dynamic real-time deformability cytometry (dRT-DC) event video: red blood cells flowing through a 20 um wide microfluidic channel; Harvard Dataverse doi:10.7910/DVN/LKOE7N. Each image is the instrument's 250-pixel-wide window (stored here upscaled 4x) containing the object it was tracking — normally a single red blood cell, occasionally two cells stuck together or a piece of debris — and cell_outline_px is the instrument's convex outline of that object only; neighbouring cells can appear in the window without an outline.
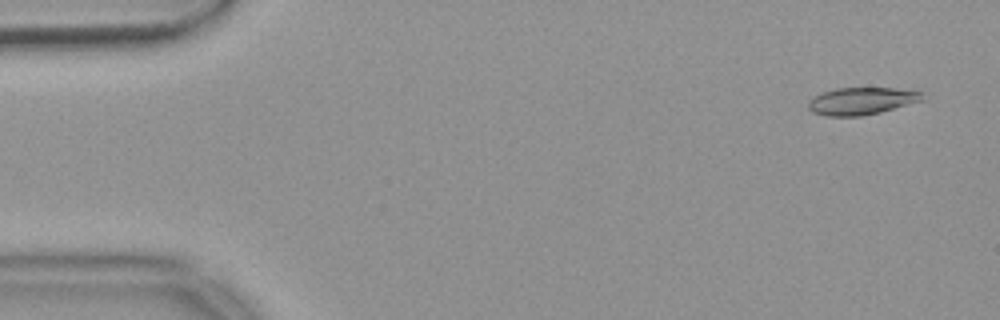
{"species": "common noctule bat (a hibernating species)", "species_latin": "Nyctalus noctula", "temperature_condition": "warm", "stored_images_in_passage": 55, "camera_frame_rate_fps": 3000, "um_per_image_px": 0.085, "animal": {"sex": "female", "body_mass_g": 18.4}, "frame": {"image": 1, "passage_image": 3, "time_ms": 0.667, "image_size_px": [1000, 320], "cell_outline_px": [[924, 100], [880, 112], [860, 116], [824, 116], [812, 112], [808, 108], [808, 104], [816, 96], [824, 92], [836, 88], [892, 88], [924, 92]], "centroid_in_image_um": [73.26, 8.59], "position_along_channel_um": 11.7, "area_um2": 17.98}}
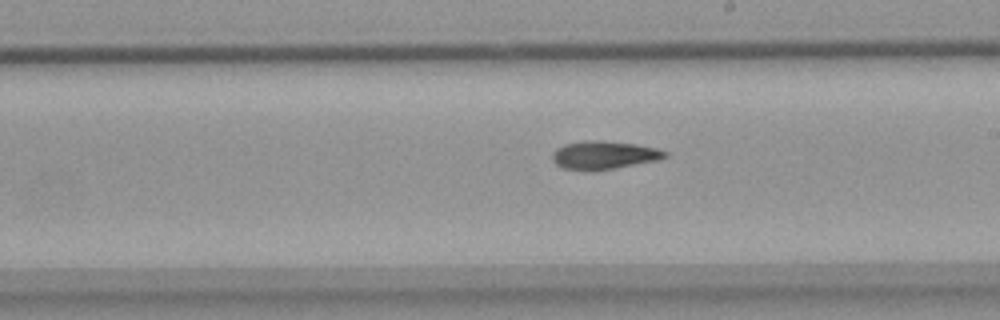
{"frame": {"image": 2, "passage_image": 31, "time_ms": 10.0, "image_size_px": [1000, 320], "cell_outline_px": [[668, 156], [656, 160], [592, 172], [584, 172], [564, 168], [556, 164], [552, 160], [552, 152], [556, 148], [564, 144], [580, 140], [600, 140], [636, 144], [656, 148], [668, 152]], "centroid_in_image_um": [51.27, 13.18], "position_along_channel_um": 237.7, "area_um2": 18.79}}
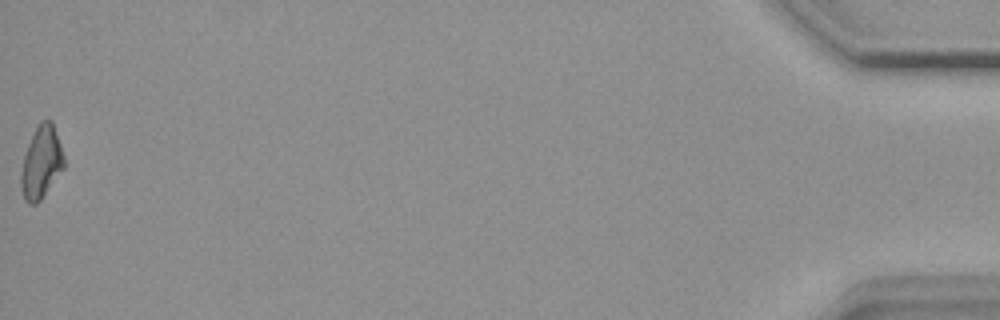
{"frame": {"image": 3, "passage_image": 55, "time_ms": 18.0, "image_size_px": [1000, 320], "cell_outline_px": [[64, 168], [40, 200], [36, 204], [28, 204], [24, 200], [20, 184], [20, 176], [24, 156], [28, 144], [40, 120], [52, 120], [64, 156]], "centroid_in_image_um": [3.5, 13.82], "position_along_channel_um": 431.7, "area_um2": 17.98}}